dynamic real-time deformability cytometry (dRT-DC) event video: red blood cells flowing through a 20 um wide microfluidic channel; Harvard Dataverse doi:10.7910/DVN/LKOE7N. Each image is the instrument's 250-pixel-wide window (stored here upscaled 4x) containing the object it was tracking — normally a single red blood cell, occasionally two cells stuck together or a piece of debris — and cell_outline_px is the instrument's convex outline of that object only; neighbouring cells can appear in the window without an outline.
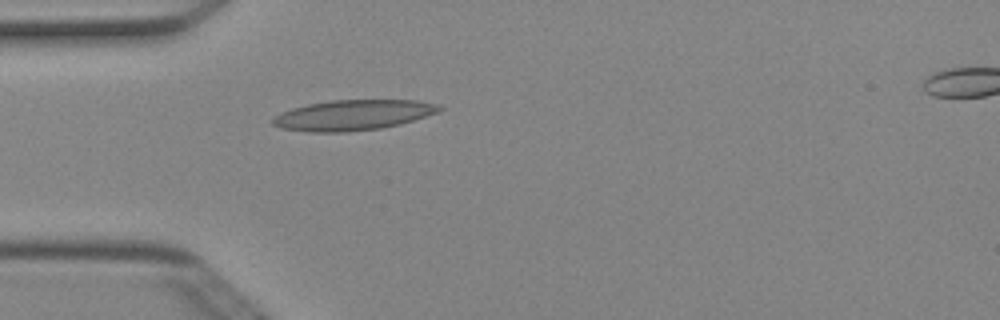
{"species": "Egyptian fruit bat (a non-hibernating species)", "species_latin": "Rousettus aegyptiacus", "temperature_condition": "cold", "stored_images_in_passage": 2, "camera_frame_rate_fps": 3000, "um_per_image_px": 0.085, "animal": {"sex": "female"}, "frame": {"image": 1, "passage_image": 1, "time_ms": 0.0, "image_size_px": [1000, 320], "cell_outline_px": [[444, 108], [440, 112], [400, 124], [380, 128], [348, 132], [312, 132], [280, 128], [272, 124], [272, 120], [280, 112], [292, 108], [308, 104], [328, 100], [416, 100], [440, 104]], "centroid_in_image_um": [30.03, 9.77], "position_along_channel_um": 55.0, "area_um2": 29.65}}